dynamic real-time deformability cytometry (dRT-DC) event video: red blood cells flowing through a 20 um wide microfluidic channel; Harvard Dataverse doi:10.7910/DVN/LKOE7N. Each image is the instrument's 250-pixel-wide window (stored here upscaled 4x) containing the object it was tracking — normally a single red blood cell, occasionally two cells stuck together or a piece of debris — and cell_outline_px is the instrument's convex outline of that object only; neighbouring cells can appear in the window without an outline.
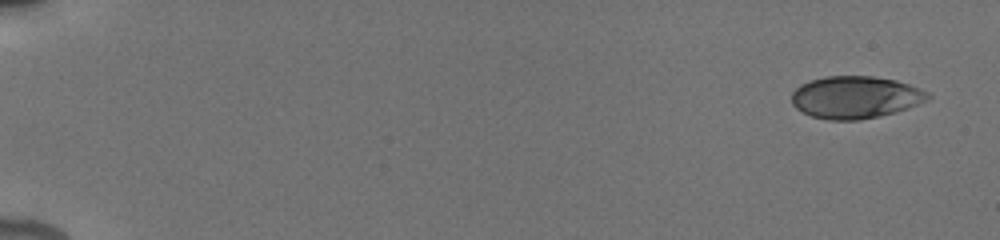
{"species": "human", "species_latin": "Homo sapiens", "temperature_condition": "cold", "stored_images_in_passage": 22, "camera_frame_rate_fps": 3000, "um_per_image_px": 0.085, "donor": {"sex": "male"}, "frame": {"image": 1, "passage_image": 1, "time_ms": 0.0, "image_size_px": [1000, 240], "cell_outline_px": [[932, 96], [928, 100], [908, 108], [880, 116], [860, 120], [828, 120], [812, 116], [796, 108], [792, 104], [792, 92], [800, 84], [824, 76], [872, 76], [896, 80], [908, 84], [928, 92]], "centroid_in_image_um": [72.71, 8.27], "position_along_channel_um": 12.3, "area_um2": 33.58}}
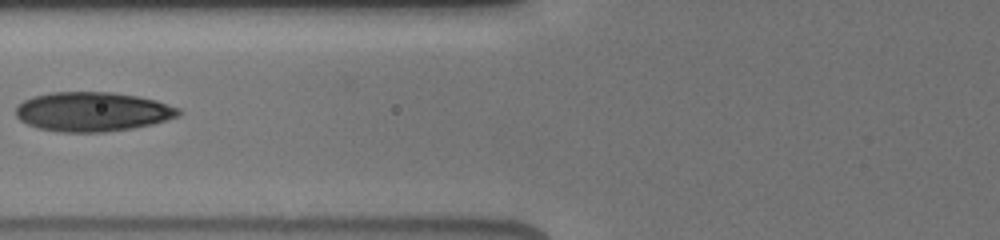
{"frame": {"image": 2, "passage_image": 12, "time_ms": 7.333, "image_size_px": [1000, 240], "cell_outline_px": [[180, 112], [176, 116], [152, 124], [132, 128], [104, 132], [60, 132], [36, 128], [20, 120], [16, 116], [16, 108], [24, 100], [32, 96], [48, 92], [112, 92], [136, 96], [156, 100], [180, 108]], "centroid_in_image_um": [7.82, 9.49], "position_along_channel_um": 118.0, "area_um2": 37.28}}
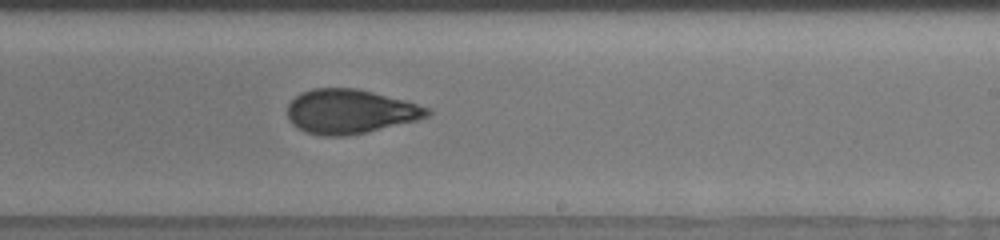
{"frame": {"image": 3, "passage_image": 22, "time_ms": 11.0, "image_size_px": [1000, 240], "cell_outline_px": [[432, 112], [428, 116], [416, 120], [368, 132], [348, 136], [320, 136], [304, 132], [296, 128], [288, 120], [288, 104], [300, 92], [312, 88], [356, 88], [404, 100], [432, 108]], "centroid_in_image_um": [29.73, 9.49], "position_along_channel_um": 259.3, "area_um2": 36.36}}